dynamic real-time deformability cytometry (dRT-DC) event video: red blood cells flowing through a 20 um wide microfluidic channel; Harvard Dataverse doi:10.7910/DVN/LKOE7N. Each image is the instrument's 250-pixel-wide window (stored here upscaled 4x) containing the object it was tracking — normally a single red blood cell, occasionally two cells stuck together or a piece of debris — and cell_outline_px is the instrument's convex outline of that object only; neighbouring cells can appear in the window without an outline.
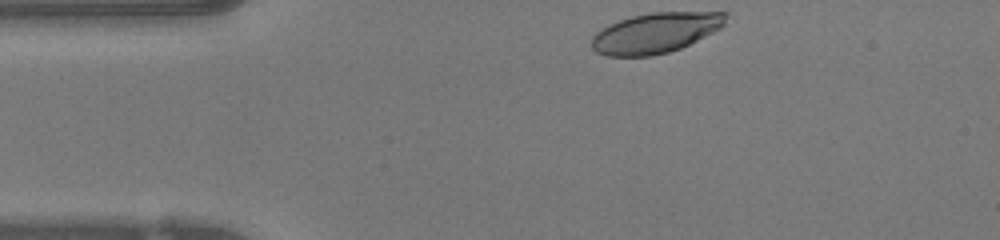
{"species": "human", "species_latin": "Homo sapiens", "temperature_condition": "warm", "stored_images_in_passage": 34, "camera_frame_rate_fps": 3000, "um_per_image_px": 0.085, "donor": {"sex": "female"}, "frame": {"image": 1, "passage_image": 1, "time_ms": 0.0, "image_size_px": [1000, 240], "cell_outline_px": [[728, 16], [724, 24], [720, 28], [680, 48], [668, 52], [652, 56], [608, 56], [596, 52], [592, 48], [592, 36], [596, 32], [608, 24], [632, 16], [652, 12], [728, 12]], "centroid_in_image_um": [55.7, 2.79], "position_along_channel_um": 29.3, "area_um2": 31.33}}
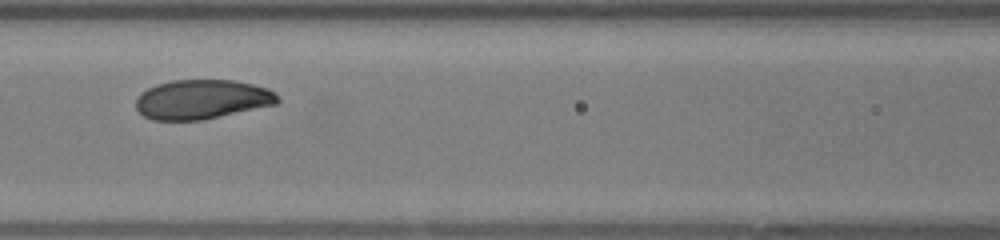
{"frame": {"image": 2, "passage_image": 13, "time_ms": 4.0, "image_size_px": [1000, 240], "cell_outline_px": [[280, 100], [276, 104], [204, 120], [152, 120], [144, 116], [136, 108], [136, 100], [140, 92], [156, 84], [172, 80], [232, 80], [252, 84], [268, 88]], "centroid_in_image_um": [17.13, 8.45], "position_along_channel_um": 149.5, "area_um2": 32.54}}
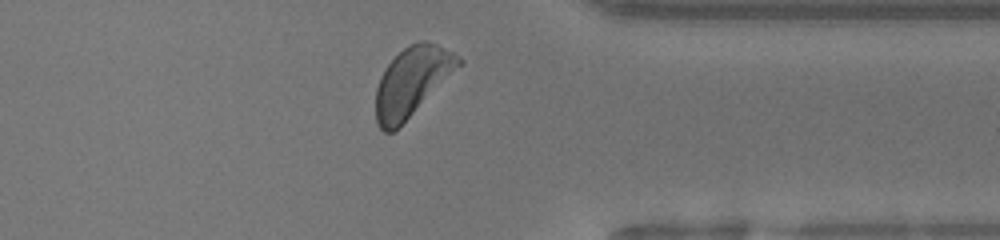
{"frame": {"image": 3, "passage_image": 30, "time_ms": 9.667, "image_size_px": [1000, 240], "cell_outline_px": [[464, 64], [392, 132], [384, 132], [376, 124], [376, 88], [380, 76], [384, 68], [404, 48], [420, 40], [424, 40], [436, 44], [460, 56], [464, 60]], "centroid_in_image_um": [35.04, 6.91], "position_along_channel_um": 376.4, "area_um2": 32.95}, "authors_computed_cell_mechanics": {"area_um2": 32.4547, "velocity_mm_per_s": 4.1772, "shape_relaxation_time_tau1_ms": 2.9427, "shape_relaxation_time_tau2_ms": null, "deformation_change_tau1": 0.1357, "deformation_change_tau2": null}}